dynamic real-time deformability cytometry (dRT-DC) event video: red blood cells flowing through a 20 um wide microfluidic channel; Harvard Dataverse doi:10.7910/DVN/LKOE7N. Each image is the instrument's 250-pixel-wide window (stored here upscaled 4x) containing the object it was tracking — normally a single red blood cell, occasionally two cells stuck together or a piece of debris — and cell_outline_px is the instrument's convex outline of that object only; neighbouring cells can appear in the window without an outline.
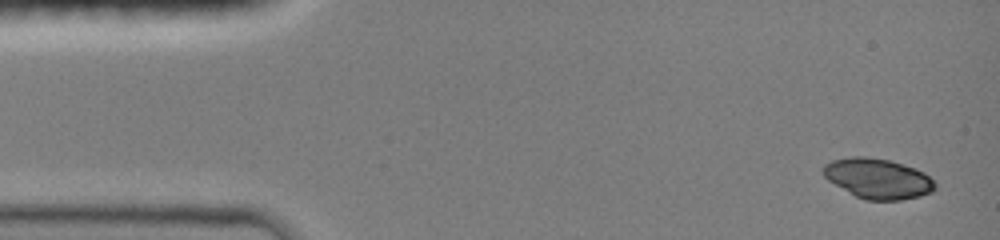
{"species": "common noctule bat (a hibernating species)", "species_latin": "Nyctalus noctula", "temperature_condition": "room temperature", "stored_images_in_passage": 5, "camera_frame_rate_fps": 3000, "um_per_image_px": 0.085, "animal": {"sex": "female", "body_mass_g": 19.0, "forearm_length_mm": 51.5}, "frame": {"image": 1, "passage_image": 1, "time_ms": 0.0, "image_size_px": [1000, 240], "cell_outline_px": [[936, 188], [932, 192], [920, 196], [900, 200], [864, 200], [856, 196], [828, 180], [824, 176], [824, 164], [832, 160], [852, 156], [864, 156], [888, 160], [916, 168], [924, 172], [936, 184]], "centroid_in_image_um": [74.63, 15.18], "position_along_channel_um": 10.4, "area_um2": 26.01}}
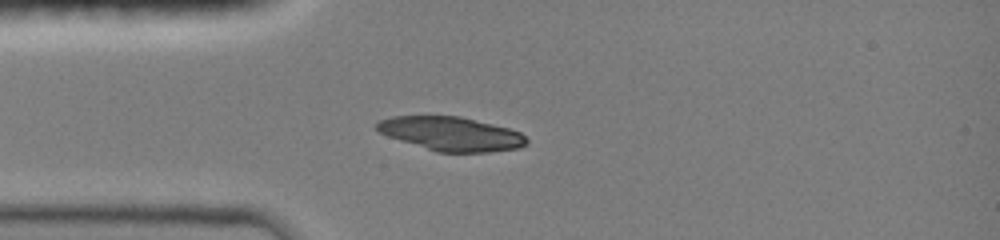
{"frame": {"image": 2, "passage_image": 5, "time_ms": 1.333, "image_size_px": [1000, 240], "cell_outline_px": [[528, 144], [520, 148], [488, 152], [436, 152], [388, 136], [380, 132], [376, 128], [376, 124], [380, 120], [392, 116], [460, 116], [508, 128], [520, 132], [528, 140]], "centroid_in_image_um": [38.37, 11.38], "position_along_channel_um": 46.6, "area_um2": 29.48}}